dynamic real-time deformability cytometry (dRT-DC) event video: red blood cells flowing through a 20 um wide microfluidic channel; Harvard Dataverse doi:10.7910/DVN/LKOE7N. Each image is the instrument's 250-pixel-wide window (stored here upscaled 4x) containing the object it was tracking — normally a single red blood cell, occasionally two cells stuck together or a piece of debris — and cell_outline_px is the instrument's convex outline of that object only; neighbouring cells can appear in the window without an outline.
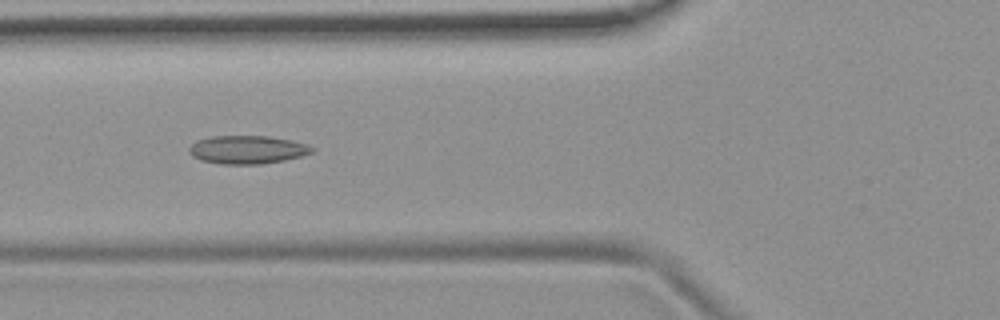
{"species": "common noctule bat (a hibernating species)", "species_latin": "Nyctalus noctula", "temperature_condition": "room temperature", "stored_images_in_passage": 5, "camera_frame_rate_fps": 3000, "um_per_image_px": 0.085, "animal": {"sex": "female", "body_mass_g": 19.9}, "frame": {"image": 1, "passage_image": 3, "time_ms": 2.333, "image_size_px": [1000, 320], "cell_outline_px": [[316, 148], [312, 152], [300, 156], [284, 160], [260, 164], [220, 164], [200, 160], [192, 156], [188, 152], [188, 148], [196, 140], [212, 136], [268, 136], [308, 144]], "centroid_in_image_um": [20.99, 12.72], "position_along_channel_um": 104.8, "area_um2": 20.23}}
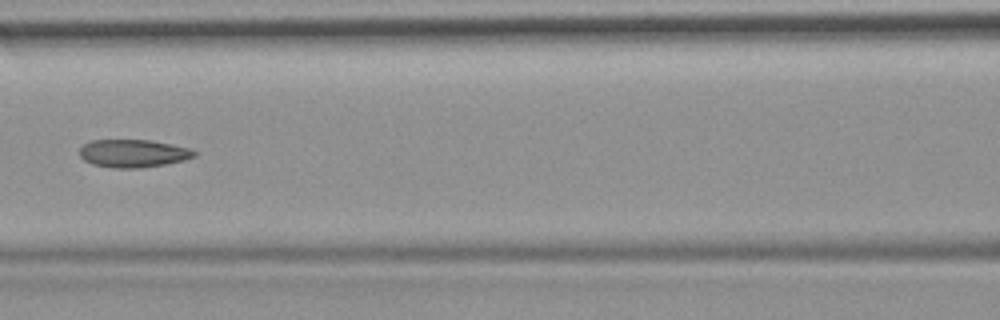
{"frame": {"image": 2, "passage_image": 4, "time_ms": 3.667, "image_size_px": [1000, 320], "cell_outline_px": [[196, 156], [184, 160], [164, 164], [140, 168], [112, 168], [92, 164], [84, 160], [80, 156], [80, 148], [84, 144], [92, 140], [148, 140], [172, 144], [188, 148], [196, 152]], "centroid_in_image_um": [11.3, 13.04], "position_along_channel_um": 155.3, "area_um2": 18.55}}
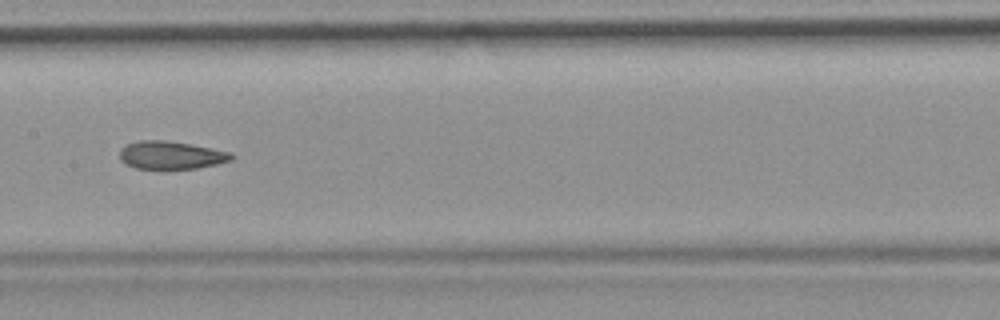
{"frame": {"image": 3, "passage_image": 5, "time_ms": 4.667, "image_size_px": [1000, 320], "cell_outline_px": [[236, 156], [232, 160], [216, 164], [196, 168], [136, 168], [120, 160], [120, 148], [128, 144], [140, 140], [164, 140], [192, 144], [232, 152]], "centroid_in_image_um": [14.58, 13.17], "position_along_channel_um": 192.8, "area_um2": 18.09}}